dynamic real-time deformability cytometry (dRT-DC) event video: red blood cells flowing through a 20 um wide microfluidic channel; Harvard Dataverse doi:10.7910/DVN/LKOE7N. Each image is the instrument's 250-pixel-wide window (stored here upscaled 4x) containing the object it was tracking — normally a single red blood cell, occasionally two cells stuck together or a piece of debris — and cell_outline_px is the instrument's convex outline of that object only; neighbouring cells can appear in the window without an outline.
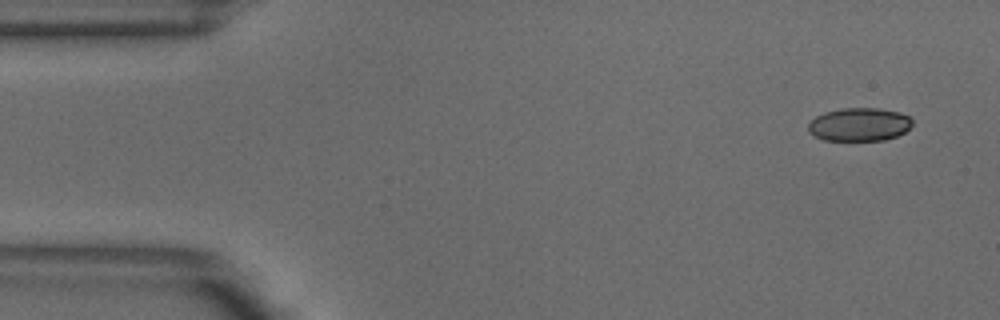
{"species": "common noctule bat (a hibernating species)", "species_latin": "Nyctalus noctula", "temperature_condition": "warm", "stored_images_in_passage": 7, "camera_frame_rate_fps": 3000, "um_per_image_px": 0.085, "animal": {"sex": "male", "body_mass_g": 18.8}, "frame": {"image": 1, "passage_image": 1, "time_ms": 0.0, "image_size_px": [1000, 320], "cell_outline_px": [[912, 124], [904, 132], [896, 136], [884, 140], [824, 140], [808, 132], [808, 124], [816, 116], [824, 112], [844, 108], [876, 108], [900, 112], [908, 116], [912, 120]], "centroid_in_image_um": [73.03, 10.57], "position_along_channel_um": 12.0, "area_um2": 20.06}}